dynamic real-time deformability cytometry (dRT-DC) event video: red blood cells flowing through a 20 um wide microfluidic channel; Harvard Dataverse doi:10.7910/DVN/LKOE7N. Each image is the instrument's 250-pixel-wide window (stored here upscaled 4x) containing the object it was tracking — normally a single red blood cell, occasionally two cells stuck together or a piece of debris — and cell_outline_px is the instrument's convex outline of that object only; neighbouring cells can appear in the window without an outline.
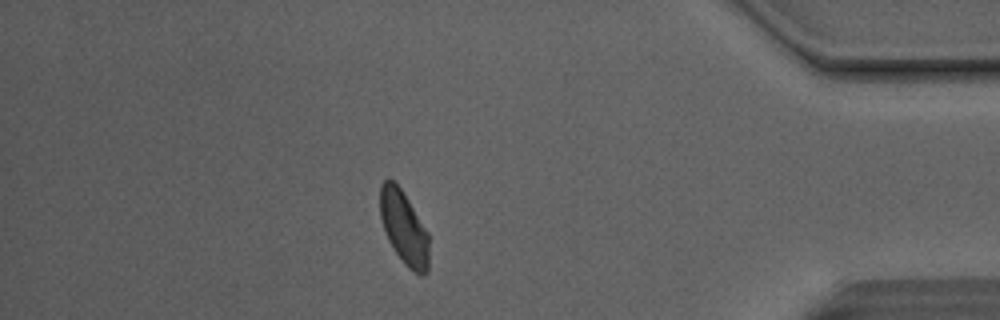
{"species": "Egyptian fruit bat (a non-hibernating species)", "species_latin": "Rousettus aegyptiacus", "temperature_condition": "room temperature", "stored_images_in_passage": 30, "camera_frame_rate_fps": 3000, "um_per_image_px": 0.085, "animal": {"sex": "male"}, "frame": {"image": 1, "passage_image": 29, "time_ms": 9.333, "image_size_px": [1000, 320], "cell_outline_px": [[428, 272], [424, 276], [420, 276], [412, 272], [404, 264], [388, 240], [384, 232], [380, 216], [380, 184], [388, 176], [400, 188], [408, 200], [428, 232]], "centroid_in_image_um": [34.32, 19.38], "position_along_channel_um": 400.9, "area_um2": 21.04}}